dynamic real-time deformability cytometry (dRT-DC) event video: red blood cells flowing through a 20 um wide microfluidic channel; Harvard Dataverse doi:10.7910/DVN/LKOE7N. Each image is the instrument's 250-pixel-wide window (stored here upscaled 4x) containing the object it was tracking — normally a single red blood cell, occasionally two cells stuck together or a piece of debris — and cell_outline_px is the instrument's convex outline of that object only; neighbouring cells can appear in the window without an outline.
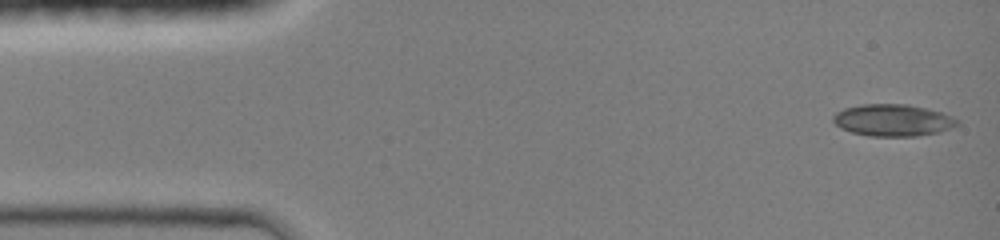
{"species": "common noctule bat (a hibernating species)", "species_latin": "Nyctalus noctula", "temperature_condition": "room temperature", "stored_images_in_passage": 44, "camera_frame_rate_fps": 3000, "um_per_image_px": 0.085, "animal": {"sex": "female", "body_mass_g": 19.0, "forearm_length_mm": 51.5}, "frame": {"image": 1, "passage_image": 1, "time_ms": 0.0, "image_size_px": [1000, 240], "cell_outline_px": [[960, 124], [940, 132], [916, 136], [868, 136], [852, 132], [840, 128], [832, 120], [832, 116], [836, 112], [844, 108], [860, 104], [908, 104], [928, 108], [952, 116]], "centroid_in_image_um": [75.87, 10.21], "position_along_channel_um": 9.1, "area_um2": 23.18}}
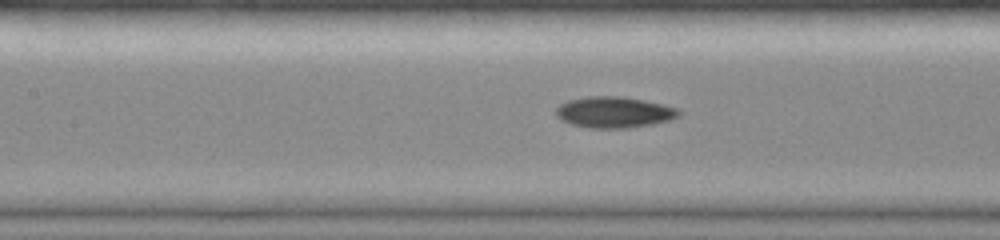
{"frame": {"image": 2, "passage_image": 19, "time_ms": 6.0, "image_size_px": [1000, 240], "cell_outline_px": [[680, 116], [672, 120], [652, 124], [628, 128], [588, 128], [572, 124], [560, 120], [556, 116], [556, 108], [560, 104], [568, 100], [588, 96], [624, 96], [664, 104], [676, 108], [680, 112]], "centroid_in_image_um": [52.2, 9.54], "position_along_channel_um": 155.2, "area_um2": 22.48}}
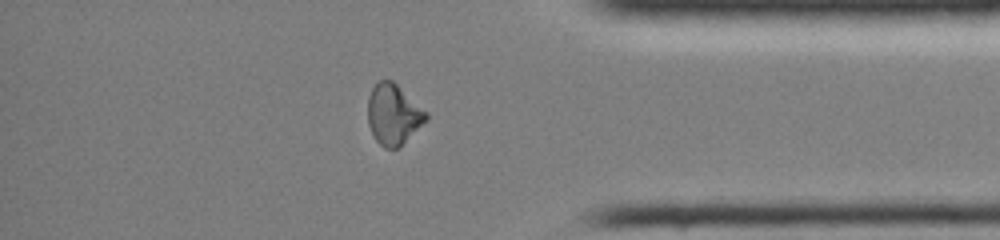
{"frame": {"image": 3, "passage_image": 37, "time_ms": 12.0, "image_size_px": [1000, 240], "cell_outline_px": [[428, 120], [400, 148], [384, 148], [376, 140], [368, 124], [368, 96], [372, 88], [380, 80], [392, 80], [428, 112]], "centroid_in_image_um": [33.46, 9.75], "position_along_channel_um": 401.7, "area_um2": 20.75}, "authors_computed_cell_mechanics": {"area_um2": 21.1259, "velocity_mm_per_s": 4.2586, "shape_relaxation_time_tau1_ms": null, "shape_relaxation_time_tau2_ms": 4.3927, "deformation_change_tau1": null, "deformation_change_tau2": 0.0786}}